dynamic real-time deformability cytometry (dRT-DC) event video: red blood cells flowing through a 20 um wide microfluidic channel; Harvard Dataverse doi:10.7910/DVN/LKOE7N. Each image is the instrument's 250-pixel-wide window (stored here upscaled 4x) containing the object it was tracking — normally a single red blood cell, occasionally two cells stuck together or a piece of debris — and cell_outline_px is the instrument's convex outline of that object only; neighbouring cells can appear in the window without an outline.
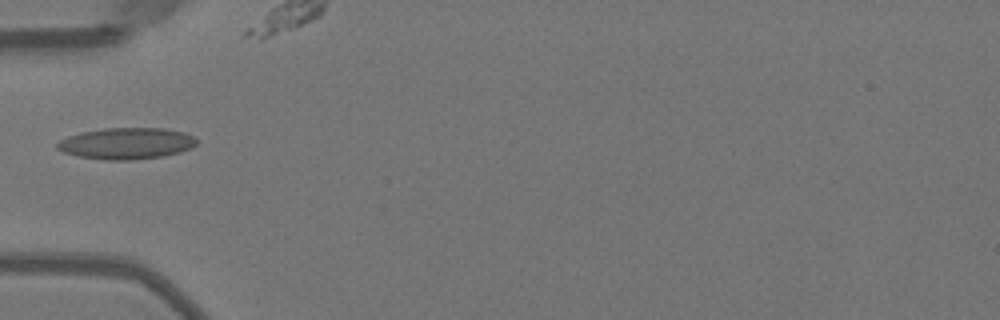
{"species": "Egyptian fruit bat (a non-hibernating species)", "species_latin": "Rousettus aegyptiacus", "temperature_condition": "warm", "stored_images_in_passage": 16, "camera_frame_rate_fps": 3000, "um_per_image_px": 0.085, "animal": {"sex": "female"}, "frame": {"image": 1, "passage_image": 1, "time_ms": 0.0, "image_size_px": [1000, 320], "cell_outline_px": [[196, 144], [192, 148], [180, 152], [164, 156], [132, 160], [104, 160], [80, 156], [64, 152], [56, 148], [56, 144], [60, 140], [68, 136], [84, 132], [104, 128], [164, 128], [184, 132], [192, 136], [196, 140]], "centroid_in_image_um": [10.77, 12.19], "position_along_channel_um": 74.2, "area_um2": 25.43}}